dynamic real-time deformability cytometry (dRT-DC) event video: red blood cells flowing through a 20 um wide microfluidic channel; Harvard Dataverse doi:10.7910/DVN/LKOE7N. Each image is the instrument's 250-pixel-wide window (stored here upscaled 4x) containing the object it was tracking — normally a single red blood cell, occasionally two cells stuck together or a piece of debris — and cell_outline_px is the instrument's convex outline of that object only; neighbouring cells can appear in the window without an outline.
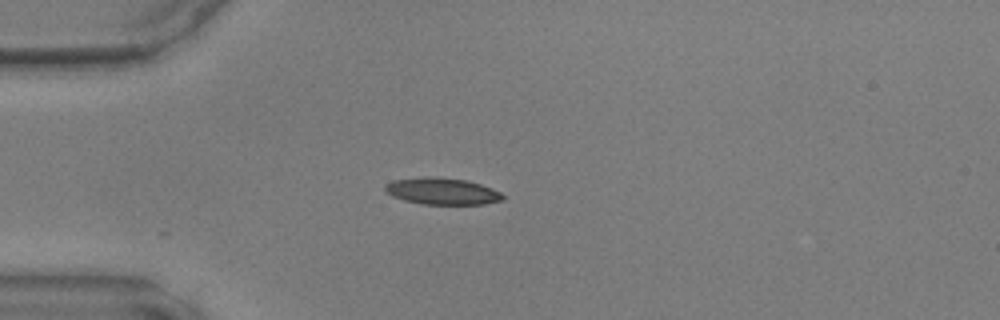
{"species": "common noctule bat (a hibernating species)", "species_latin": "Nyctalus noctula", "temperature_condition": "warm", "stored_images_in_passage": 11, "camera_frame_rate_fps": 3000, "um_per_image_px": 0.085, "animal": {"sex": "male", "body_mass_g": 17.9, "forearm_length_mm": 54.2}, "frame": {"image": 1, "passage_image": 1, "time_ms": 0.0, "image_size_px": [1000, 320], "cell_outline_px": [[504, 200], [484, 204], [420, 204], [404, 200], [392, 196], [384, 188], [384, 184], [392, 180], [424, 176], [432, 176], [468, 180], [492, 188], [500, 192], [504, 196]], "centroid_in_image_um": [37.57, 16.24], "position_along_channel_um": 47.4, "area_um2": 18.5}}
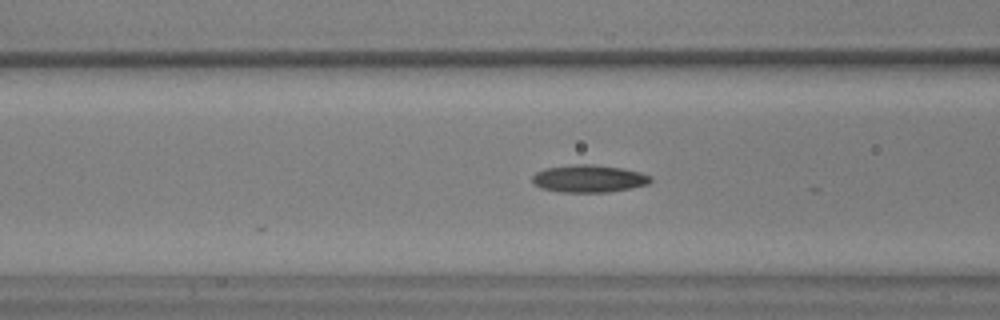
{"frame": {"image": 2, "passage_image": 7, "time_ms": 2.0, "image_size_px": [1000, 320], "cell_outline_px": [[652, 180], [648, 184], [608, 192], [560, 192], [540, 188], [532, 184], [532, 176], [536, 172], [544, 168], [576, 164], [592, 164], [624, 168], [640, 172], [652, 176]], "centroid_in_image_um": [50.02, 15.18], "position_along_channel_um": 116.6, "area_um2": 19.07}}
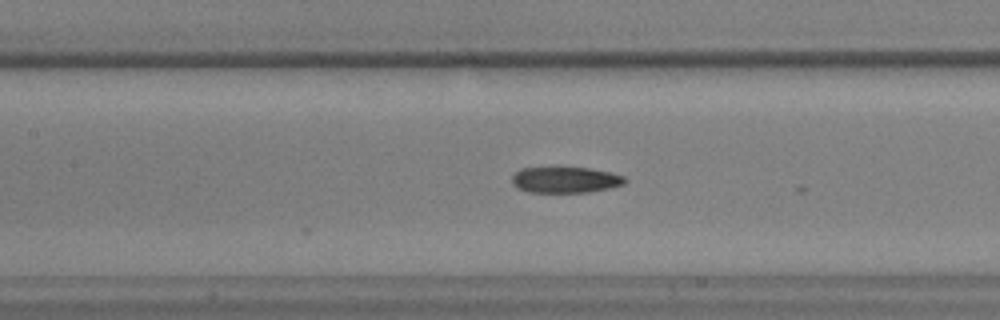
{"frame": {"image": 3, "passage_image": 10, "time_ms": 3.0, "image_size_px": [1000, 320], "cell_outline_px": [[628, 180], [624, 184], [608, 188], [588, 192], [528, 192], [512, 184], [512, 176], [520, 168], [560, 164], [588, 168], [612, 172], [624, 176]], "centroid_in_image_um": [48.04, 15.22], "position_along_channel_um": 159.4, "area_um2": 17.98}}